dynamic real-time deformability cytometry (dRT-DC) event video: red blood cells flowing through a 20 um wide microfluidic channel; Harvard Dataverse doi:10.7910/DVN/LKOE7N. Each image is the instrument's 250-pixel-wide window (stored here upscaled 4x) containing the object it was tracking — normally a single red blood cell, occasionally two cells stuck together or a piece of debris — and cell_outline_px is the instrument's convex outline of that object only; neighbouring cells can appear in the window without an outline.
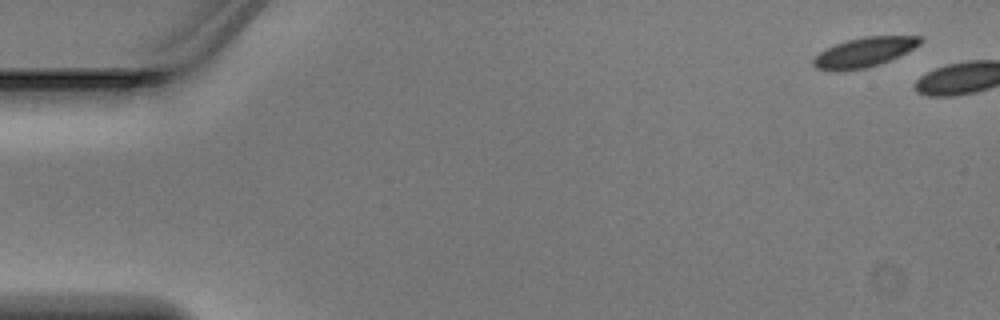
{"species": "Egyptian fruit bat (a non-hibernating species)", "species_latin": "Rousettus aegyptiacus", "temperature_condition": "warm", "stored_images_in_passage": 2, "camera_frame_rate_fps": 3000, "um_per_image_px": 0.085, "animal": {"sex": "male"}, "frame": {"image": 1, "passage_image": 1, "time_ms": 0.0, "image_size_px": [1000, 320], "cell_outline_px": [[924, 40], [920, 44], [880, 64], [864, 68], [816, 68], [812, 64], [812, 60], [820, 52], [836, 44], [848, 40], [864, 36], [924, 36]], "centroid_in_image_um": [73.52, 4.38], "position_along_channel_um": 11.5, "area_um2": 17.51}}